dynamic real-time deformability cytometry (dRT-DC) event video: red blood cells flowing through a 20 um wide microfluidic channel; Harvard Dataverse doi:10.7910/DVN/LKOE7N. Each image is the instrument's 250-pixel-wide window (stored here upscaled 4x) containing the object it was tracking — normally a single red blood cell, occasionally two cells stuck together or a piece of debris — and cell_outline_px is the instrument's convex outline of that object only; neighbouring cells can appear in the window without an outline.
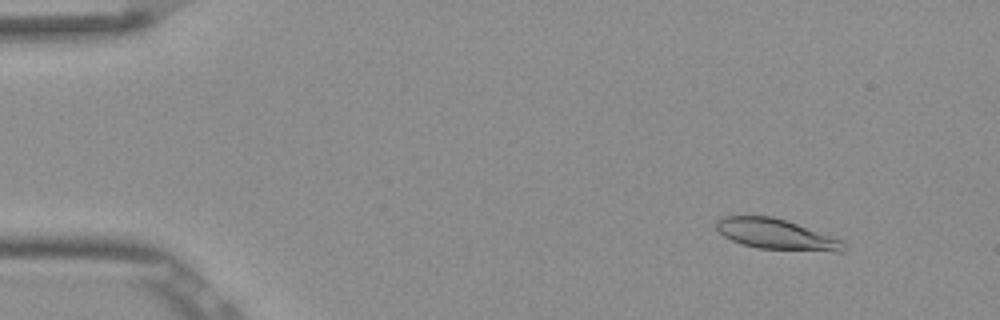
{"species": "Egyptian fruit bat (a non-hibernating species)", "species_latin": "Rousettus aegyptiacus", "temperature_condition": "room temperature", "stored_images_in_passage": 53, "camera_frame_rate_fps": 3000, "um_per_image_px": 0.085, "frame": {"image": 1, "passage_image": 6, "time_ms": 1.667, "image_size_px": [1000, 320], "cell_outline_px": [[848, 248], [844, 252], [836, 252], [756, 248], [732, 240], [724, 236], [716, 228], [716, 220], [724, 216], [772, 216], [844, 240]], "centroid_in_image_um": [66.04, 19.93], "position_along_channel_um": 19.0, "area_um2": 22.6}}
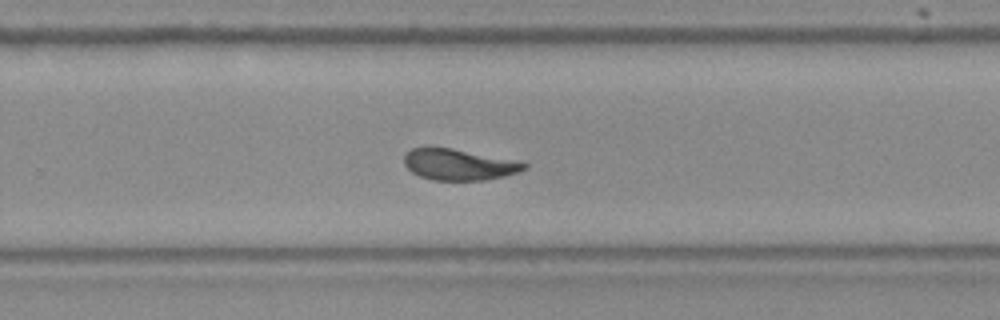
{"frame": {"image": 2, "passage_image": 35, "time_ms": 11.333, "image_size_px": [1000, 320], "cell_outline_px": [[528, 168], [504, 176], [484, 180], [432, 180], [420, 176], [412, 172], [404, 164], [404, 156], [412, 148], [428, 144], [452, 148], [528, 164]], "centroid_in_image_um": [38.89, 13.96], "position_along_channel_um": 290.9, "area_um2": 21.73}}
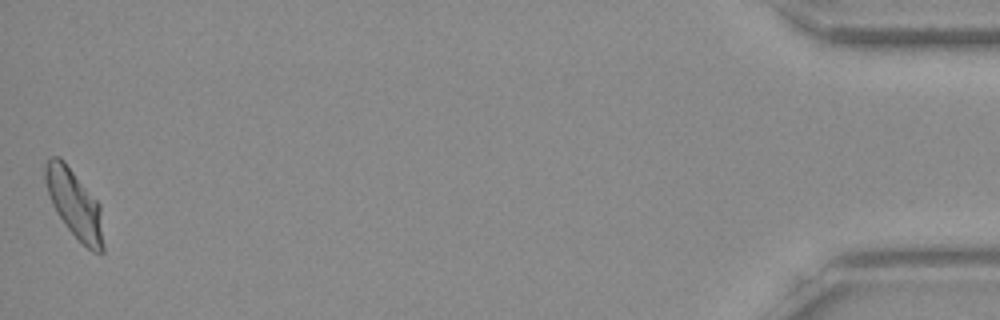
{"frame": {"image": 3, "passage_image": 53, "time_ms": 17.333, "image_size_px": [1000, 320], "cell_outline_px": [[104, 252], [92, 252], [68, 228], [56, 212], [52, 204], [44, 180], [44, 164], [48, 156], [60, 156], [64, 160], [100, 204], [104, 248]], "centroid_in_image_um": [6.31, 17.28], "position_along_channel_um": 428.9, "area_um2": 23.06}, "authors_computed_cell_mechanics": {"area_um2": 22.831, "velocity_mm_per_s": 3.8367, "shape_relaxation_time_tau1_ms": 6.5713, "shape_relaxation_time_tau2_ms": 1.0765, "deformation_change_tau1": 0.1758, "deformation_change_tau2": 0.0658}}